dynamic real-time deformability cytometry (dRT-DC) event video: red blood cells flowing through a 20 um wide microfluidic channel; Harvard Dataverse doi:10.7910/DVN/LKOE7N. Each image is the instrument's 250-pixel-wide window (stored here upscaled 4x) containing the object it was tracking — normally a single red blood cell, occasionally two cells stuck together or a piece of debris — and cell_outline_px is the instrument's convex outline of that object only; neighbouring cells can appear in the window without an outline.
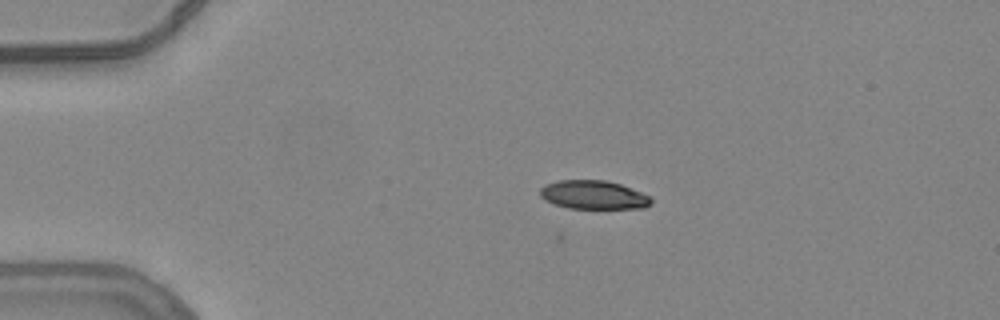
{"species": "common noctule bat (a hibernating species)", "species_latin": "Nyctalus noctula", "temperature_condition": "warm", "stored_images_in_passage": 39, "camera_frame_rate_fps": 3000, "um_per_image_px": 0.085, "animal": {"sex": "female", "body_mass_g": 24.6, "forearm_length_mm": 56.2}, "frame": {"image": 1, "passage_image": 3, "time_ms": 0.667, "image_size_px": [1000, 320], "cell_outline_px": [[652, 204], [644, 208], [568, 208], [544, 200], [540, 196], [540, 188], [544, 184], [560, 180], [604, 180], [620, 184], [652, 196]], "centroid_in_image_um": [50.46, 16.56], "position_along_channel_um": 34.5, "area_um2": 18.61}}
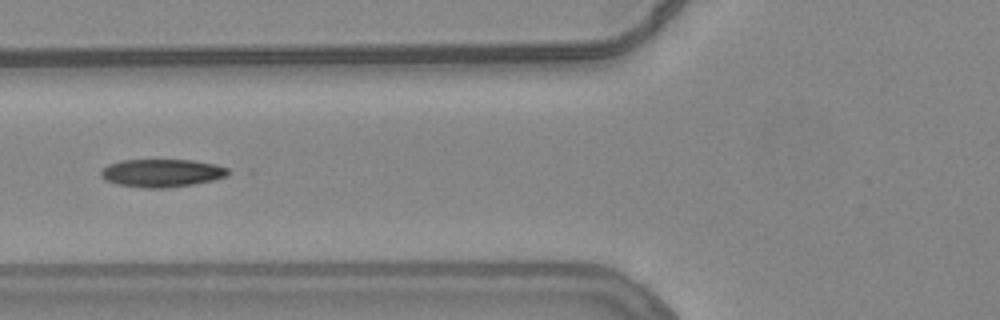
{"frame": {"image": 2, "passage_image": 13, "time_ms": 4.0, "image_size_px": [1000, 320], "cell_outline_px": [[228, 176], [196, 184], [168, 188], [144, 188], [116, 184], [104, 180], [100, 176], [100, 172], [108, 164], [120, 160], [192, 160], [216, 164], [228, 168]], "centroid_in_image_um": [13.74, 14.71], "position_along_channel_um": 112.1, "area_um2": 20.92}}
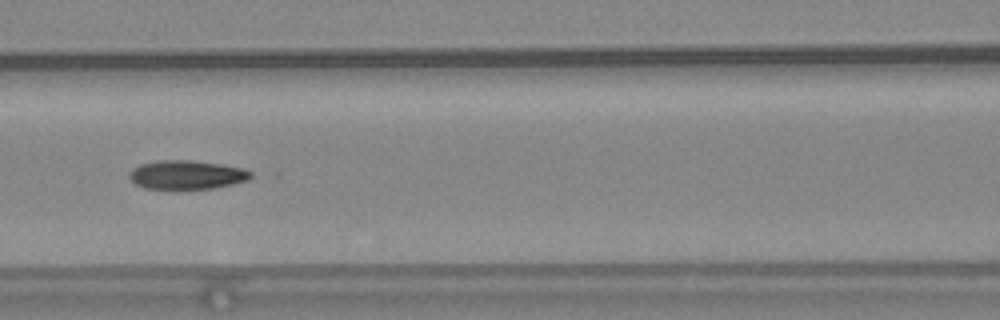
{"frame": {"image": 3, "passage_image": 16, "time_ms": 5.0, "image_size_px": [1000, 320], "cell_outline_px": [[252, 176], [248, 180], [232, 184], [212, 188], [144, 188], [136, 184], [128, 176], [128, 172], [132, 168], [140, 164], [160, 160], [192, 160], [220, 164], [244, 168], [252, 172]], "centroid_in_image_um": [15.86, 14.84], "position_along_channel_um": 150.7, "area_um2": 20.29}, "authors_computed_cell_mechanics": {"area_um2": 20.6924, "velocity_mm_per_s": 3.8196, "shape_relaxation_time_tau1_ms": null, "shape_relaxation_time_tau2_ms": 2.1153, "deformation_change_tau1": null, "deformation_change_tau2": 0.0806}}